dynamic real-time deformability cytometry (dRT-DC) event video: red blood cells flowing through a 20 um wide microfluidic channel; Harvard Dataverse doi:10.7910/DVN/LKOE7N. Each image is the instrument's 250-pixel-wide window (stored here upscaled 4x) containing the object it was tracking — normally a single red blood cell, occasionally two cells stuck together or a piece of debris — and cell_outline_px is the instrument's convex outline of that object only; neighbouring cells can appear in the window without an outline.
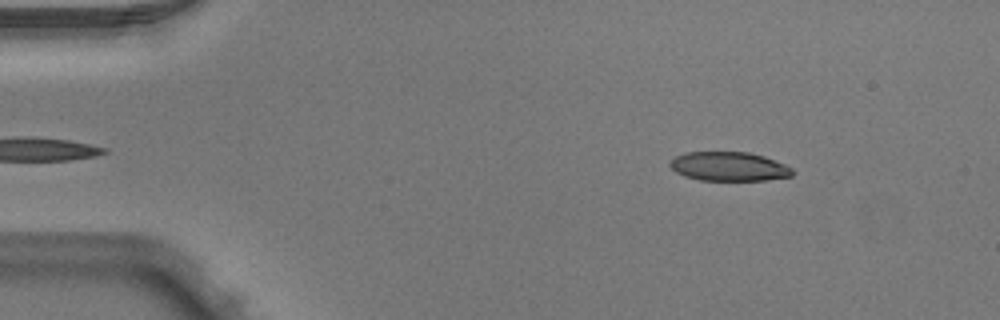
{"species": "Egyptian fruit bat (a non-hibernating species)", "species_latin": "Rousettus aegyptiacus", "temperature_condition": "warm", "stored_images_in_passage": 3, "camera_frame_rate_fps": 3000, "um_per_image_px": 0.085, "animal": {"sex": "male"}, "frame": {"image": 1, "passage_image": 1, "time_ms": 0.0, "image_size_px": [1000, 320], "cell_outline_px": [[796, 172], [792, 176], [764, 180], [700, 180], [684, 176], [676, 172], [668, 164], [676, 156], [684, 152], [748, 152], [764, 156], [784, 164], [792, 168]], "centroid_in_image_um": [61.97, 14.15], "position_along_channel_um": 23.0, "area_um2": 20.75}}
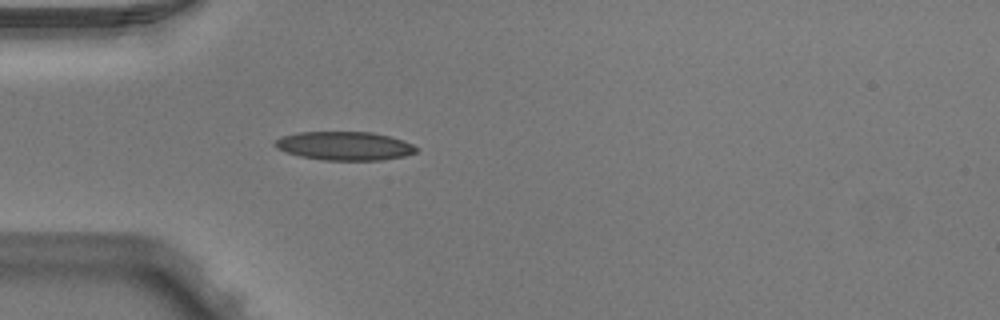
{"frame": {"image": 2, "passage_image": 3, "time_ms": 0.667, "image_size_px": [1000, 320], "cell_outline_px": [[420, 148], [416, 152], [404, 156], [384, 160], [324, 160], [300, 156], [276, 148], [272, 144], [280, 136], [300, 132], [372, 132], [404, 140]], "centroid_in_image_um": [29.3, 12.4], "position_along_channel_um": 55.7, "area_um2": 23.64}}